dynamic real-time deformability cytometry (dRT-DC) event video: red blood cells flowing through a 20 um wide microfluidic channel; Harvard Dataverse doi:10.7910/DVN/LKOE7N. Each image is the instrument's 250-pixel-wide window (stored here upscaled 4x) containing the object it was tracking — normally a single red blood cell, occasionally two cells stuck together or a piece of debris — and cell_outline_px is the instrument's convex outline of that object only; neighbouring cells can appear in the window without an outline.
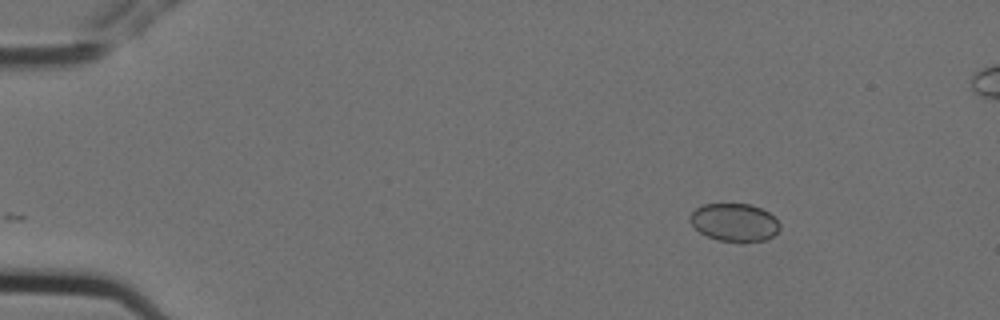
{"species": "Egyptian fruit bat (a non-hibernating species)", "species_latin": "Rousettus aegyptiacus", "temperature_condition": "cold", "stored_images_in_passage": 2, "camera_frame_rate_fps": 3000, "um_per_image_px": 0.085, "animal": {"sex": "female"}, "frame": {"image": 1, "passage_image": 2, "time_ms": 0.333, "image_size_px": [1000, 320], "cell_outline_px": [[780, 228], [772, 236], [764, 240], [744, 244], [740, 244], [716, 240], [700, 232], [688, 220], [688, 216], [696, 208], [704, 204], [752, 204], [776, 216], [780, 224]], "centroid_in_image_um": [62.44, 18.93], "position_along_channel_um": 22.6, "area_um2": 20.35}}